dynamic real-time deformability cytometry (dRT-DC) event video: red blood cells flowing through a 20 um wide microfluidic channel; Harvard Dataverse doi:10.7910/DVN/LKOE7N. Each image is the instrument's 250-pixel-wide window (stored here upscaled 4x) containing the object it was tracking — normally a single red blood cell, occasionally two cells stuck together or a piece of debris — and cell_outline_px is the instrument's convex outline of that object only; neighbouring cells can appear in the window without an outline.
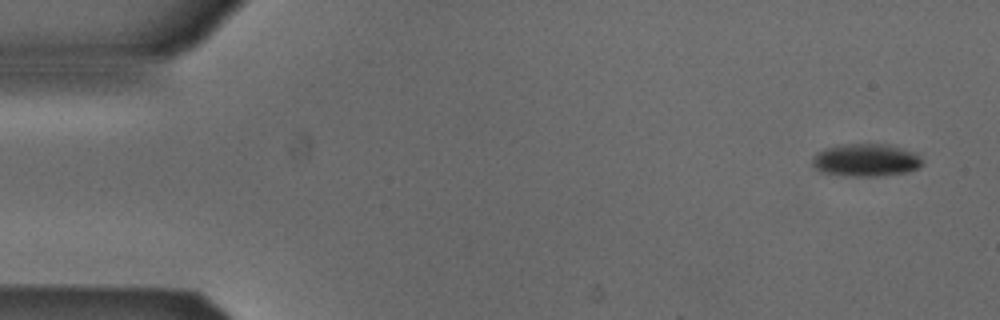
{"species": "Egyptian fruit bat (a non-hibernating species)", "species_latin": "Rousettus aegyptiacus", "temperature_condition": "cold", "stored_images_in_passage": 5, "camera_frame_rate_fps": 3000, "um_per_image_px": 0.085, "animal": {"sex": "male"}, "frame": {"image": 1, "passage_image": 1, "time_ms": 0.0, "image_size_px": [1000, 320], "cell_outline_px": [[924, 164], [920, 168], [908, 172], [880, 176], [852, 176], [820, 172], [812, 164], [812, 156], [816, 152], [824, 148], [840, 144], [884, 144], [916, 152], [924, 160]], "centroid_in_image_um": [73.62, 13.61], "position_along_channel_um": 11.4, "area_um2": 21.27}}
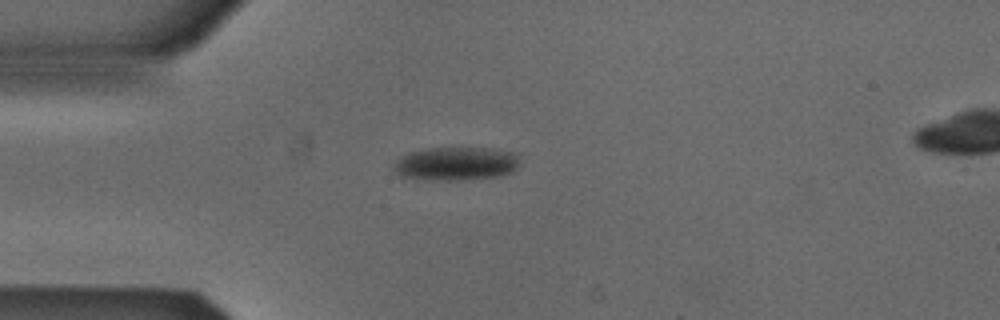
{"frame": {"image": 2, "passage_image": 4, "time_ms": 1.0, "image_size_px": [1000, 320], "cell_outline_px": [[520, 164], [512, 172], [500, 176], [460, 180], [428, 180], [404, 176], [396, 172], [392, 168], [396, 160], [400, 156], [408, 152], [428, 148], [488, 148], [516, 152]], "centroid_in_image_um": [38.77, 13.9], "position_along_channel_um": 46.2, "area_um2": 24.74}}